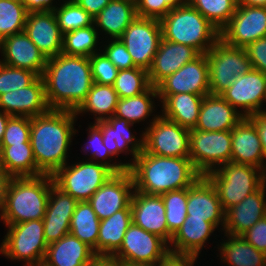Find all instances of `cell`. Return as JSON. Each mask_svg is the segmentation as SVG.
<instances>
[{"mask_svg":"<svg viewBox=\"0 0 266 266\" xmlns=\"http://www.w3.org/2000/svg\"><path fill=\"white\" fill-rule=\"evenodd\" d=\"M76 118L73 110L58 109L31 118L30 144L42 174L53 175L67 164V151L76 135Z\"/></svg>","mask_w":266,"mask_h":266,"instance_id":"cell-1","label":"cell"},{"mask_svg":"<svg viewBox=\"0 0 266 266\" xmlns=\"http://www.w3.org/2000/svg\"><path fill=\"white\" fill-rule=\"evenodd\" d=\"M42 77L48 105L58 110L75 111L94 83L89 57L63 53L48 59Z\"/></svg>","mask_w":266,"mask_h":266,"instance_id":"cell-2","label":"cell"},{"mask_svg":"<svg viewBox=\"0 0 266 266\" xmlns=\"http://www.w3.org/2000/svg\"><path fill=\"white\" fill-rule=\"evenodd\" d=\"M129 171L135 191L162 195L192 186L202 175L190 158H177L140 152Z\"/></svg>","mask_w":266,"mask_h":266,"instance_id":"cell-3","label":"cell"},{"mask_svg":"<svg viewBox=\"0 0 266 266\" xmlns=\"http://www.w3.org/2000/svg\"><path fill=\"white\" fill-rule=\"evenodd\" d=\"M53 184L52 175L48 174L12 177L0 217L3 223L7 226L29 220H43Z\"/></svg>","mask_w":266,"mask_h":266,"instance_id":"cell-4","label":"cell"},{"mask_svg":"<svg viewBox=\"0 0 266 266\" xmlns=\"http://www.w3.org/2000/svg\"><path fill=\"white\" fill-rule=\"evenodd\" d=\"M162 39L207 53L220 39V31L198 10L185 5L171 9L161 20Z\"/></svg>","mask_w":266,"mask_h":266,"instance_id":"cell-5","label":"cell"},{"mask_svg":"<svg viewBox=\"0 0 266 266\" xmlns=\"http://www.w3.org/2000/svg\"><path fill=\"white\" fill-rule=\"evenodd\" d=\"M206 177L215 186L224 212L266 182V173L262 169L231 161L209 172Z\"/></svg>","mask_w":266,"mask_h":266,"instance_id":"cell-6","label":"cell"},{"mask_svg":"<svg viewBox=\"0 0 266 266\" xmlns=\"http://www.w3.org/2000/svg\"><path fill=\"white\" fill-rule=\"evenodd\" d=\"M0 253L10 260L24 261L25 266L44 261L48 243L44 236L43 220H29L7 225Z\"/></svg>","mask_w":266,"mask_h":266,"instance_id":"cell-7","label":"cell"},{"mask_svg":"<svg viewBox=\"0 0 266 266\" xmlns=\"http://www.w3.org/2000/svg\"><path fill=\"white\" fill-rule=\"evenodd\" d=\"M209 66L210 94L221 95L232 82L251 69L245 48L233 47L219 39L206 53Z\"/></svg>","mask_w":266,"mask_h":266,"instance_id":"cell-8","label":"cell"},{"mask_svg":"<svg viewBox=\"0 0 266 266\" xmlns=\"http://www.w3.org/2000/svg\"><path fill=\"white\" fill-rule=\"evenodd\" d=\"M85 160L71 166L66 164L52 175L54 184L78 202L88 201L114 174L102 164L90 161L89 158Z\"/></svg>","mask_w":266,"mask_h":266,"instance_id":"cell-9","label":"cell"},{"mask_svg":"<svg viewBox=\"0 0 266 266\" xmlns=\"http://www.w3.org/2000/svg\"><path fill=\"white\" fill-rule=\"evenodd\" d=\"M231 149V130H190L189 158L202 176L230 162Z\"/></svg>","mask_w":266,"mask_h":266,"instance_id":"cell-10","label":"cell"},{"mask_svg":"<svg viewBox=\"0 0 266 266\" xmlns=\"http://www.w3.org/2000/svg\"><path fill=\"white\" fill-rule=\"evenodd\" d=\"M160 115L144 128L143 150L158 156L189 158L190 130Z\"/></svg>","mask_w":266,"mask_h":266,"instance_id":"cell-11","label":"cell"},{"mask_svg":"<svg viewBox=\"0 0 266 266\" xmlns=\"http://www.w3.org/2000/svg\"><path fill=\"white\" fill-rule=\"evenodd\" d=\"M119 39L134 64L148 71L162 39L160 20L137 16Z\"/></svg>","mask_w":266,"mask_h":266,"instance_id":"cell-12","label":"cell"},{"mask_svg":"<svg viewBox=\"0 0 266 266\" xmlns=\"http://www.w3.org/2000/svg\"><path fill=\"white\" fill-rule=\"evenodd\" d=\"M168 245L160 236L132 223L113 256L122 262L158 264L170 253Z\"/></svg>","mask_w":266,"mask_h":266,"instance_id":"cell-13","label":"cell"},{"mask_svg":"<svg viewBox=\"0 0 266 266\" xmlns=\"http://www.w3.org/2000/svg\"><path fill=\"white\" fill-rule=\"evenodd\" d=\"M134 190L132 174L129 170H124L108 178L90 197L88 203L101 221L119 210H131L130 203Z\"/></svg>","mask_w":266,"mask_h":266,"instance_id":"cell-14","label":"cell"},{"mask_svg":"<svg viewBox=\"0 0 266 266\" xmlns=\"http://www.w3.org/2000/svg\"><path fill=\"white\" fill-rule=\"evenodd\" d=\"M266 37V7L238 5L229 23L220 31V39L233 47L246 48Z\"/></svg>","mask_w":266,"mask_h":266,"instance_id":"cell-15","label":"cell"},{"mask_svg":"<svg viewBox=\"0 0 266 266\" xmlns=\"http://www.w3.org/2000/svg\"><path fill=\"white\" fill-rule=\"evenodd\" d=\"M221 96L244 117L264 111L266 102V75L261 71L251 69L232 82Z\"/></svg>","mask_w":266,"mask_h":266,"instance_id":"cell-16","label":"cell"},{"mask_svg":"<svg viewBox=\"0 0 266 266\" xmlns=\"http://www.w3.org/2000/svg\"><path fill=\"white\" fill-rule=\"evenodd\" d=\"M158 95L192 93L210 94L209 66L206 53L199 54L178 71L164 79L158 86Z\"/></svg>","mask_w":266,"mask_h":266,"instance_id":"cell-17","label":"cell"},{"mask_svg":"<svg viewBox=\"0 0 266 266\" xmlns=\"http://www.w3.org/2000/svg\"><path fill=\"white\" fill-rule=\"evenodd\" d=\"M0 110L10 116L35 117L51 110L46 99L45 83L38 76L30 85L0 95Z\"/></svg>","mask_w":266,"mask_h":266,"instance_id":"cell-18","label":"cell"},{"mask_svg":"<svg viewBox=\"0 0 266 266\" xmlns=\"http://www.w3.org/2000/svg\"><path fill=\"white\" fill-rule=\"evenodd\" d=\"M132 221L147 232L163 238L168 244L173 234L168 230L165 205L161 195L133 192L131 203Z\"/></svg>","mask_w":266,"mask_h":266,"instance_id":"cell-19","label":"cell"},{"mask_svg":"<svg viewBox=\"0 0 266 266\" xmlns=\"http://www.w3.org/2000/svg\"><path fill=\"white\" fill-rule=\"evenodd\" d=\"M187 216L224 228L225 212L215 186L206 176H201L192 186L187 187Z\"/></svg>","mask_w":266,"mask_h":266,"instance_id":"cell-20","label":"cell"},{"mask_svg":"<svg viewBox=\"0 0 266 266\" xmlns=\"http://www.w3.org/2000/svg\"><path fill=\"white\" fill-rule=\"evenodd\" d=\"M3 60L0 62L15 68L28 69L43 76L48 59L29 39L25 32L13 34L0 42Z\"/></svg>","mask_w":266,"mask_h":266,"instance_id":"cell-21","label":"cell"},{"mask_svg":"<svg viewBox=\"0 0 266 266\" xmlns=\"http://www.w3.org/2000/svg\"><path fill=\"white\" fill-rule=\"evenodd\" d=\"M231 143V162L251 165L266 173V158L259 133L248 117H243L231 130Z\"/></svg>","mask_w":266,"mask_h":266,"instance_id":"cell-22","label":"cell"},{"mask_svg":"<svg viewBox=\"0 0 266 266\" xmlns=\"http://www.w3.org/2000/svg\"><path fill=\"white\" fill-rule=\"evenodd\" d=\"M24 32L47 59L62 53L63 35L53 11L28 13Z\"/></svg>","mask_w":266,"mask_h":266,"instance_id":"cell-23","label":"cell"},{"mask_svg":"<svg viewBox=\"0 0 266 266\" xmlns=\"http://www.w3.org/2000/svg\"><path fill=\"white\" fill-rule=\"evenodd\" d=\"M266 182L242 202L225 212L224 234L241 236L266 216Z\"/></svg>","mask_w":266,"mask_h":266,"instance_id":"cell-24","label":"cell"},{"mask_svg":"<svg viewBox=\"0 0 266 266\" xmlns=\"http://www.w3.org/2000/svg\"><path fill=\"white\" fill-rule=\"evenodd\" d=\"M198 55L199 53L190 46L161 39L151 67L148 69L151 85L157 87L164 79Z\"/></svg>","mask_w":266,"mask_h":266,"instance_id":"cell-25","label":"cell"},{"mask_svg":"<svg viewBox=\"0 0 266 266\" xmlns=\"http://www.w3.org/2000/svg\"><path fill=\"white\" fill-rule=\"evenodd\" d=\"M243 117L240 111L232 107L221 95L208 94L203 97L194 129L200 131L232 130Z\"/></svg>","mask_w":266,"mask_h":266,"instance_id":"cell-26","label":"cell"},{"mask_svg":"<svg viewBox=\"0 0 266 266\" xmlns=\"http://www.w3.org/2000/svg\"><path fill=\"white\" fill-rule=\"evenodd\" d=\"M94 123L101 129L103 143L109 153L114 157L130 151L133 164L138 154L143 151V133L141 139H138L131 133L130 128L133 124L115 116Z\"/></svg>","mask_w":266,"mask_h":266,"instance_id":"cell-27","label":"cell"},{"mask_svg":"<svg viewBox=\"0 0 266 266\" xmlns=\"http://www.w3.org/2000/svg\"><path fill=\"white\" fill-rule=\"evenodd\" d=\"M215 229L217 227L211 222L187 216L169 243L170 253L198 257Z\"/></svg>","mask_w":266,"mask_h":266,"instance_id":"cell-28","label":"cell"},{"mask_svg":"<svg viewBox=\"0 0 266 266\" xmlns=\"http://www.w3.org/2000/svg\"><path fill=\"white\" fill-rule=\"evenodd\" d=\"M96 254L71 233L48 244L44 261L49 266H88Z\"/></svg>","mask_w":266,"mask_h":266,"instance_id":"cell-29","label":"cell"},{"mask_svg":"<svg viewBox=\"0 0 266 266\" xmlns=\"http://www.w3.org/2000/svg\"><path fill=\"white\" fill-rule=\"evenodd\" d=\"M135 0H111L102 11L94 17L96 29L119 39L125 29L137 17ZM98 27V28H97Z\"/></svg>","mask_w":266,"mask_h":266,"instance_id":"cell-30","label":"cell"},{"mask_svg":"<svg viewBox=\"0 0 266 266\" xmlns=\"http://www.w3.org/2000/svg\"><path fill=\"white\" fill-rule=\"evenodd\" d=\"M158 96L162 103V115L165 118L189 130L195 128L203 96L192 93Z\"/></svg>","mask_w":266,"mask_h":266,"instance_id":"cell-31","label":"cell"},{"mask_svg":"<svg viewBox=\"0 0 266 266\" xmlns=\"http://www.w3.org/2000/svg\"><path fill=\"white\" fill-rule=\"evenodd\" d=\"M133 223L131 210H119L101 220L97 239V255H113L121 246L123 237Z\"/></svg>","mask_w":266,"mask_h":266,"instance_id":"cell-32","label":"cell"},{"mask_svg":"<svg viewBox=\"0 0 266 266\" xmlns=\"http://www.w3.org/2000/svg\"><path fill=\"white\" fill-rule=\"evenodd\" d=\"M222 241L220 259L230 266H266V254L246 242L242 236L225 234Z\"/></svg>","mask_w":266,"mask_h":266,"instance_id":"cell-33","label":"cell"},{"mask_svg":"<svg viewBox=\"0 0 266 266\" xmlns=\"http://www.w3.org/2000/svg\"><path fill=\"white\" fill-rule=\"evenodd\" d=\"M2 147V170L11 177H36L42 175L37 169L30 140Z\"/></svg>","mask_w":266,"mask_h":266,"instance_id":"cell-34","label":"cell"},{"mask_svg":"<svg viewBox=\"0 0 266 266\" xmlns=\"http://www.w3.org/2000/svg\"><path fill=\"white\" fill-rule=\"evenodd\" d=\"M118 100L113 85L93 83L86 99L74 112L76 116L85 112L93 113L95 122L106 120L114 116Z\"/></svg>","mask_w":266,"mask_h":266,"instance_id":"cell-35","label":"cell"},{"mask_svg":"<svg viewBox=\"0 0 266 266\" xmlns=\"http://www.w3.org/2000/svg\"><path fill=\"white\" fill-rule=\"evenodd\" d=\"M100 220L88 201L78 202L70 222V233L97 254Z\"/></svg>","mask_w":266,"mask_h":266,"instance_id":"cell-36","label":"cell"},{"mask_svg":"<svg viewBox=\"0 0 266 266\" xmlns=\"http://www.w3.org/2000/svg\"><path fill=\"white\" fill-rule=\"evenodd\" d=\"M153 98H159L157 87L154 86H151L140 95L119 98L114 116L125 119L131 124L145 121L144 119L151 116L150 114L155 108Z\"/></svg>","mask_w":266,"mask_h":266,"instance_id":"cell-37","label":"cell"},{"mask_svg":"<svg viewBox=\"0 0 266 266\" xmlns=\"http://www.w3.org/2000/svg\"><path fill=\"white\" fill-rule=\"evenodd\" d=\"M99 31L95 25L80 28L63 35L62 53L71 56L91 57L98 53Z\"/></svg>","mask_w":266,"mask_h":266,"instance_id":"cell-38","label":"cell"},{"mask_svg":"<svg viewBox=\"0 0 266 266\" xmlns=\"http://www.w3.org/2000/svg\"><path fill=\"white\" fill-rule=\"evenodd\" d=\"M212 25L221 31L230 21L237 9V0H187Z\"/></svg>","mask_w":266,"mask_h":266,"instance_id":"cell-39","label":"cell"},{"mask_svg":"<svg viewBox=\"0 0 266 266\" xmlns=\"http://www.w3.org/2000/svg\"><path fill=\"white\" fill-rule=\"evenodd\" d=\"M27 14L23 0H0V42L24 32Z\"/></svg>","mask_w":266,"mask_h":266,"instance_id":"cell-40","label":"cell"},{"mask_svg":"<svg viewBox=\"0 0 266 266\" xmlns=\"http://www.w3.org/2000/svg\"><path fill=\"white\" fill-rule=\"evenodd\" d=\"M148 71L133 67L119 70L113 88L119 98H130L142 94L151 87Z\"/></svg>","mask_w":266,"mask_h":266,"instance_id":"cell-41","label":"cell"},{"mask_svg":"<svg viewBox=\"0 0 266 266\" xmlns=\"http://www.w3.org/2000/svg\"><path fill=\"white\" fill-rule=\"evenodd\" d=\"M63 3L53 11L62 35L94 24V17L75 0H66Z\"/></svg>","mask_w":266,"mask_h":266,"instance_id":"cell-42","label":"cell"},{"mask_svg":"<svg viewBox=\"0 0 266 266\" xmlns=\"http://www.w3.org/2000/svg\"><path fill=\"white\" fill-rule=\"evenodd\" d=\"M89 131L88 134V142L85 145L86 151L84 154H86L89 151H92L90 161H94L95 163L102 164L106 167H108L113 173H119L124 170H129L132 166V163H122V162H112L110 158L113 156L109 153L107 147L103 143V136L101 133V129L94 123L93 125L90 124L89 128L87 129ZM107 159V160H105Z\"/></svg>","mask_w":266,"mask_h":266,"instance_id":"cell-43","label":"cell"},{"mask_svg":"<svg viewBox=\"0 0 266 266\" xmlns=\"http://www.w3.org/2000/svg\"><path fill=\"white\" fill-rule=\"evenodd\" d=\"M165 205L168 230L174 235L187 217V187L161 195Z\"/></svg>","mask_w":266,"mask_h":266,"instance_id":"cell-44","label":"cell"},{"mask_svg":"<svg viewBox=\"0 0 266 266\" xmlns=\"http://www.w3.org/2000/svg\"><path fill=\"white\" fill-rule=\"evenodd\" d=\"M78 201L55 184L50 188L44 218L71 219Z\"/></svg>","mask_w":266,"mask_h":266,"instance_id":"cell-45","label":"cell"},{"mask_svg":"<svg viewBox=\"0 0 266 266\" xmlns=\"http://www.w3.org/2000/svg\"><path fill=\"white\" fill-rule=\"evenodd\" d=\"M37 77L31 70L11 67L0 62V95L27 87Z\"/></svg>","mask_w":266,"mask_h":266,"instance_id":"cell-46","label":"cell"},{"mask_svg":"<svg viewBox=\"0 0 266 266\" xmlns=\"http://www.w3.org/2000/svg\"><path fill=\"white\" fill-rule=\"evenodd\" d=\"M30 129V117L10 116L1 140V146L27 143L30 140Z\"/></svg>","mask_w":266,"mask_h":266,"instance_id":"cell-47","label":"cell"},{"mask_svg":"<svg viewBox=\"0 0 266 266\" xmlns=\"http://www.w3.org/2000/svg\"><path fill=\"white\" fill-rule=\"evenodd\" d=\"M98 50V53L89 57L93 82L113 85L119 70L100 49Z\"/></svg>","mask_w":266,"mask_h":266,"instance_id":"cell-48","label":"cell"},{"mask_svg":"<svg viewBox=\"0 0 266 266\" xmlns=\"http://www.w3.org/2000/svg\"><path fill=\"white\" fill-rule=\"evenodd\" d=\"M105 50V51H104ZM107 58L118 68V70L137 67L126 46L120 39H111L108 45L101 50Z\"/></svg>","mask_w":266,"mask_h":266,"instance_id":"cell-49","label":"cell"},{"mask_svg":"<svg viewBox=\"0 0 266 266\" xmlns=\"http://www.w3.org/2000/svg\"><path fill=\"white\" fill-rule=\"evenodd\" d=\"M137 15L161 20L172 8L162 0H135Z\"/></svg>","mask_w":266,"mask_h":266,"instance_id":"cell-50","label":"cell"},{"mask_svg":"<svg viewBox=\"0 0 266 266\" xmlns=\"http://www.w3.org/2000/svg\"><path fill=\"white\" fill-rule=\"evenodd\" d=\"M45 241L50 244L70 233L71 219L43 218Z\"/></svg>","mask_w":266,"mask_h":266,"instance_id":"cell-51","label":"cell"},{"mask_svg":"<svg viewBox=\"0 0 266 266\" xmlns=\"http://www.w3.org/2000/svg\"><path fill=\"white\" fill-rule=\"evenodd\" d=\"M252 69L261 71L266 75V37H262L245 48Z\"/></svg>","mask_w":266,"mask_h":266,"instance_id":"cell-52","label":"cell"},{"mask_svg":"<svg viewBox=\"0 0 266 266\" xmlns=\"http://www.w3.org/2000/svg\"><path fill=\"white\" fill-rule=\"evenodd\" d=\"M241 236L258 251L266 254V216L257 221Z\"/></svg>","mask_w":266,"mask_h":266,"instance_id":"cell-53","label":"cell"},{"mask_svg":"<svg viewBox=\"0 0 266 266\" xmlns=\"http://www.w3.org/2000/svg\"><path fill=\"white\" fill-rule=\"evenodd\" d=\"M198 257L169 253L157 266H193Z\"/></svg>","mask_w":266,"mask_h":266,"instance_id":"cell-54","label":"cell"},{"mask_svg":"<svg viewBox=\"0 0 266 266\" xmlns=\"http://www.w3.org/2000/svg\"><path fill=\"white\" fill-rule=\"evenodd\" d=\"M248 118L255 124L266 158V110L252 114Z\"/></svg>","mask_w":266,"mask_h":266,"instance_id":"cell-55","label":"cell"},{"mask_svg":"<svg viewBox=\"0 0 266 266\" xmlns=\"http://www.w3.org/2000/svg\"><path fill=\"white\" fill-rule=\"evenodd\" d=\"M53 0H23L28 13L54 11L57 6Z\"/></svg>","mask_w":266,"mask_h":266,"instance_id":"cell-56","label":"cell"},{"mask_svg":"<svg viewBox=\"0 0 266 266\" xmlns=\"http://www.w3.org/2000/svg\"><path fill=\"white\" fill-rule=\"evenodd\" d=\"M92 17L97 16L111 0H75Z\"/></svg>","mask_w":266,"mask_h":266,"instance_id":"cell-57","label":"cell"},{"mask_svg":"<svg viewBox=\"0 0 266 266\" xmlns=\"http://www.w3.org/2000/svg\"><path fill=\"white\" fill-rule=\"evenodd\" d=\"M88 266H123V262L113 255H95Z\"/></svg>","mask_w":266,"mask_h":266,"instance_id":"cell-58","label":"cell"},{"mask_svg":"<svg viewBox=\"0 0 266 266\" xmlns=\"http://www.w3.org/2000/svg\"><path fill=\"white\" fill-rule=\"evenodd\" d=\"M11 176L6 174L3 170H0V217L3 213L5 201H6V192L9 185Z\"/></svg>","mask_w":266,"mask_h":266,"instance_id":"cell-59","label":"cell"},{"mask_svg":"<svg viewBox=\"0 0 266 266\" xmlns=\"http://www.w3.org/2000/svg\"><path fill=\"white\" fill-rule=\"evenodd\" d=\"M238 5L266 7V0H237Z\"/></svg>","mask_w":266,"mask_h":266,"instance_id":"cell-60","label":"cell"},{"mask_svg":"<svg viewBox=\"0 0 266 266\" xmlns=\"http://www.w3.org/2000/svg\"><path fill=\"white\" fill-rule=\"evenodd\" d=\"M9 117L10 115L0 110V143L5 133V129H6V125H7Z\"/></svg>","mask_w":266,"mask_h":266,"instance_id":"cell-61","label":"cell"},{"mask_svg":"<svg viewBox=\"0 0 266 266\" xmlns=\"http://www.w3.org/2000/svg\"><path fill=\"white\" fill-rule=\"evenodd\" d=\"M162 2H166L173 9L185 5L187 0H162Z\"/></svg>","mask_w":266,"mask_h":266,"instance_id":"cell-62","label":"cell"},{"mask_svg":"<svg viewBox=\"0 0 266 266\" xmlns=\"http://www.w3.org/2000/svg\"><path fill=\"white\" fill-rule=\"evenodd\" d=\"M123 266H157V264L123 262Z\"/></svg>","mask_w":266,"mask_h":266,"instance_id":"cell-63","label":"cell"},{"mask_svg":"<svg viewBox=\"0 0 266 266\" xmlns=\"http://www.w3.org/2000/svg\"><path fill=\"white\" fill-rule=\"evenodd\" d=\"M28 266H49L45 261L37 262L35 264H30Z\"/></svg>","mask_w":266,"mask_h":266,"instance_id":"cell-64","label":"cell"},{"mask_svg":"<svg viewBox=\"0 0 266 266\" xmlns=\"http://www.w3.org/2000/svg\"><path fill=\"white\" fill-rule=\"evenodd\" d=\"M0 170H2V147L0 143Z\"/></svg>","mask_w":266,"mask_h":266,"instance_id":"cell-65","label":"cell"}]
</instances>
